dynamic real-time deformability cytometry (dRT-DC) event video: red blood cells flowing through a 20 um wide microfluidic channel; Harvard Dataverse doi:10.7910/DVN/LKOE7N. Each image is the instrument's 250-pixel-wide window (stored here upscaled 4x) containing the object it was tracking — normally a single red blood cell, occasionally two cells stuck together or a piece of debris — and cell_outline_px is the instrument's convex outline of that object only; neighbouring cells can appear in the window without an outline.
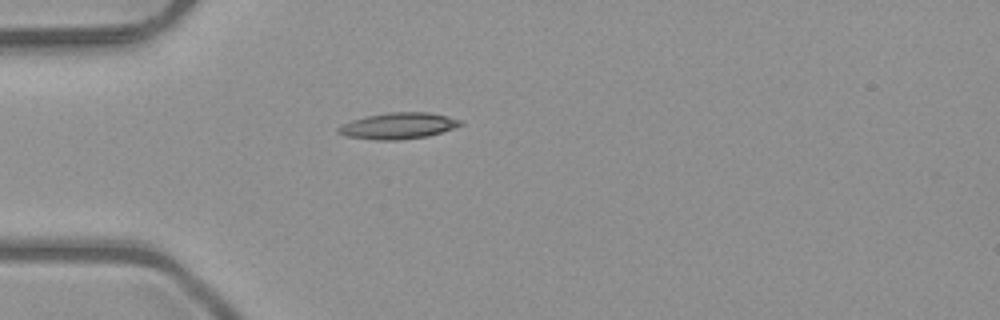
{"species": "common noctule bat (a hibernating species)", "species_latin": "Nyctalus noctula", "temperature_condition": "room temperature", "stored_images_in_passage": 1, "camera_frame_rate_fps": 3000, "um_per_image_px": 0.085, "animal": {"sex": "male", "body_mass_g": 23.1, "forearm_length_mm": 52.7}, "frame": {"image": 1, "passage_image": 1, "time_ms": 0.0, "image_size_px": [1000, 320], "cell_outline_px": [[464, 124], [428, 136], [396, 140], [376, 140], [344, 136], [336, 132], [336, 128], [352, 120], [368, 116], [388, 112], [428, 112], [460, 120]], "centroid_in_image_um": [33.8, 10.7], "position_along_channel_um": 51.2, "area_um2": 18.44}}